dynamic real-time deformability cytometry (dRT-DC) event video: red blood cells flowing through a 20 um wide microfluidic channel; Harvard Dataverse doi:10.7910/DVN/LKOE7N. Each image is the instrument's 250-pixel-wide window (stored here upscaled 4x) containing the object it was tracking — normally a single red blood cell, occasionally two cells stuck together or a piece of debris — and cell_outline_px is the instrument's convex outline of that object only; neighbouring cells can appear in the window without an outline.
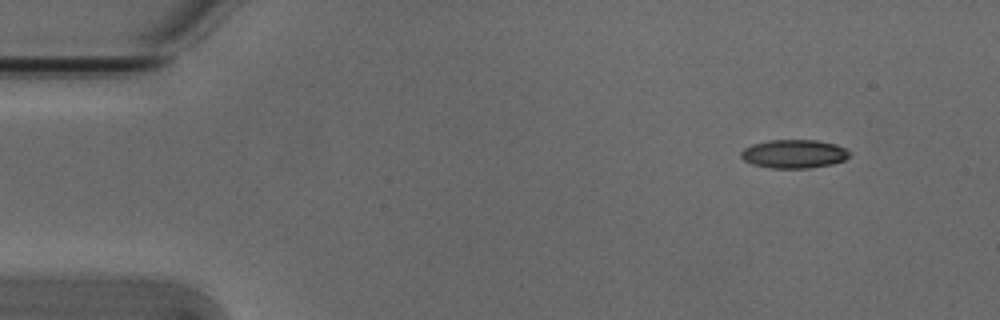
{"species": "Egyptian fruit bat (a non-hibernating species)", "species_latin": "Rousettus aegyptiacus", "temperature_condition": "cold", "stored_images_in_passage": 4, "camera_frame_rate_fps": 3000, "um_per_image_px": 0.085, "animal": {"sex": "male"}, "frame": {"image": 1, "passage_image": 1, "time_ms": 0.0, "image_size_px": [1000, 320], "cell_outline_px": [[852, 152], [844, 160], [832, 164], [808, 168], [772, 168], [752, 164], [744, 160], [740, 156], [740, 152], [744, 148], [752, 144], [768, 140], [816, 140], [836, 144]], "centroid_in_image_um": [67.48, 13.07], "position_along_channel_um": 17.5, "area_um2": 18.09}}
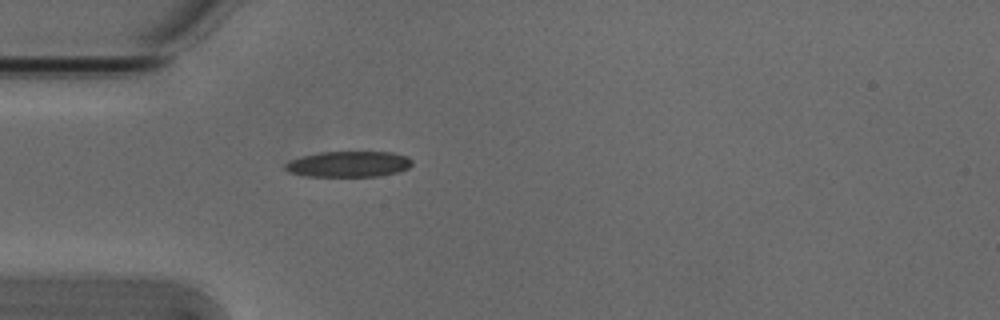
{"frame": {"image": 2, "passage_image": 4, "time_ms": 1.0, "image_size_px": [1000, 320], "cell_outline_px": [[412, 164], [408, 168], [400, 172], [380, 176], [308, 176], [288, 172], [284, 168], [284, 164], [288, 160], [300, 156], [320, 152], [392, 152], [408, 156], [412, 160]], "centroid_in_image_um": [29.63, 13.94], "position_along_channel_um": 55.4, "area_um2": 19.31}}